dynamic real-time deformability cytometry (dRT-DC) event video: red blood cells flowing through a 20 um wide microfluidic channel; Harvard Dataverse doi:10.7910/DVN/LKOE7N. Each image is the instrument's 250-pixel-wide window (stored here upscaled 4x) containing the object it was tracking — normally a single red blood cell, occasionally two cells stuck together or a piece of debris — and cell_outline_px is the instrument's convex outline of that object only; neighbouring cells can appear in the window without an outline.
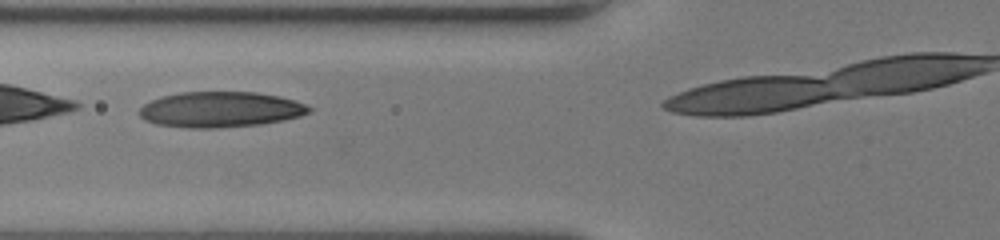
{"species": "human", "species_latin": "Homo sapiens", "temperature_condition": "room temperature", "stored_images_in_passage": 10, "camera_frame_rate_fps": 3000, "um_per_image_px": 0.085, "donor": {"sex": "female"}, "frame": {"image": 1, "passage_image": 7, "time_ms": 2.0, "image_size_px": [1000, 240], "cell_outline_px": [[312, 108], [308, 112], [300, 116], [284, 120], [260, 124], [220, 128], [188, 128], [156, 124], [144, 120], [140, 116], [140, 108], [144, 104], [160, 96], [180, 92], [256, 92], [280, 96], [304, 104]], "centroid_in_image_um": [18.7, 9.31], "position_along_channel_um": 107.1, "area_um2": 35.2}}